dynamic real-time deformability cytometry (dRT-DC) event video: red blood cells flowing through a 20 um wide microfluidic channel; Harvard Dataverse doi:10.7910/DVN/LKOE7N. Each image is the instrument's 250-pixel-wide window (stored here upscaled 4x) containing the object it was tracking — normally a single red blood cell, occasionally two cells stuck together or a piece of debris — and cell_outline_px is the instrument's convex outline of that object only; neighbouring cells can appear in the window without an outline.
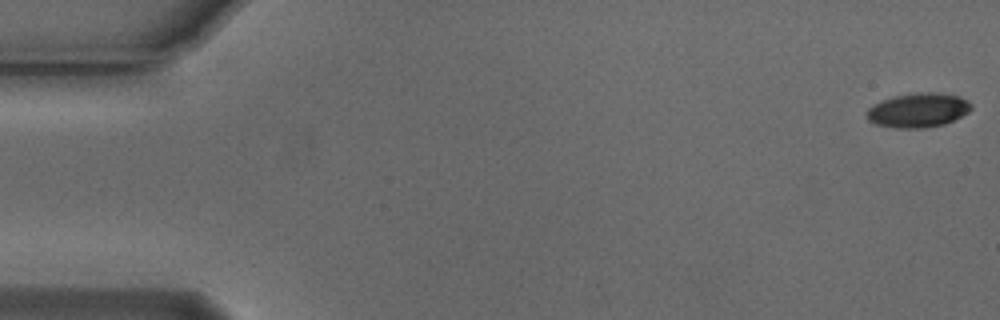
{"species": "Egyptian fruit bat (a non-hibernating species)", "species_latin": "Rousettus aegyptiacus", "temperature_condition": "cold", "stored_images_in_passage": 55, "camera_frame_rate_fps": 3000, "um_per_image_px": 0.085, "animal": {"sex": "male"}, "frame": {"image": 1, "passage_image": 1, "time_ms": 0.0, "image_size_px": [1000, 320], "cell_outline_px": [[972, 108], [968, 112], [944, 124], [920, 128], [900, 128], [876, 124], [868, 120], [868, 108], [884, 100], [896, 96], [916, 92], [932, 92], [960, 96], [968, 100], [972, 104]], "centroid_in_image_um": [78.08, 9.36], "position_along_channel_um": 6.9, "area_um2": 20.52}}
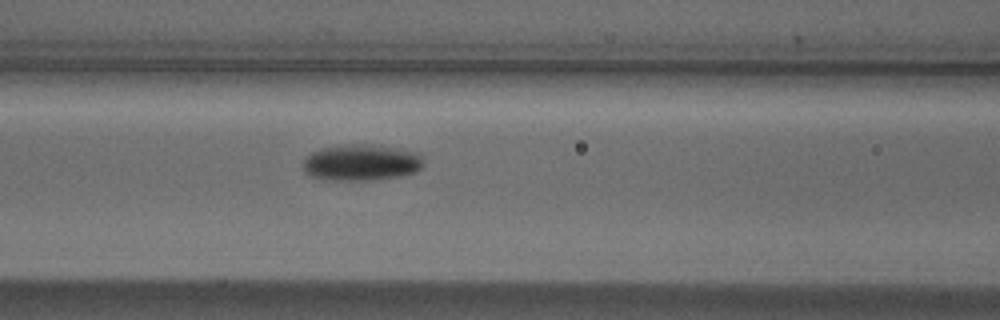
{"frame": {"image": 2, "passage_image": 23, "time_ms": 7.333, "image_size_px": [1000, 320], "cell_outline_px": [[420, 168], [416, 172], [404, 176], [368, 180], [332, 180], [312, 176], [304, 172], [304, 156], [312, 152], [324, 148], [352, 144], [380, 144], [420, 152]], "centroid_in_image_um": [30.73, 13.8], "position_along_channel_um": 135.9, "area_um2": 25.55}}
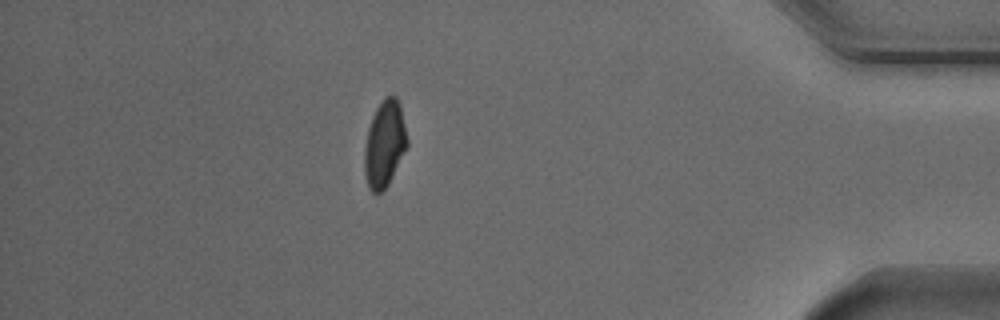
{"frame": {"image": 3, "passage_image": 48, "time_ms": 15.667, "image_size_px": [1000, 320], "cell_outline_px": [[408, 144], [388, 184], [380, 192], [372, 192], [368, 188], [364, 172], [364, 148], [368, 128], [372, 116], [376, 108], [384, 96], [396, 96], [400, 104], [408, 140]], "centroid_in_image_um": [32.67, 12.21], "position_along_channel_um": 402.5, "area_um2": 21.44}, "authors_computed_cell_mechanics": {"area_um2": 21.7328, "velocity_mm_per_s": 3.7585, "shape_relaxation_time_tau1_ms": 2.9751, "shape_relaxation_time_tau2_ms": null, "deformation_change_tau1": 0.1371, "deformation_change_tau2": null}}